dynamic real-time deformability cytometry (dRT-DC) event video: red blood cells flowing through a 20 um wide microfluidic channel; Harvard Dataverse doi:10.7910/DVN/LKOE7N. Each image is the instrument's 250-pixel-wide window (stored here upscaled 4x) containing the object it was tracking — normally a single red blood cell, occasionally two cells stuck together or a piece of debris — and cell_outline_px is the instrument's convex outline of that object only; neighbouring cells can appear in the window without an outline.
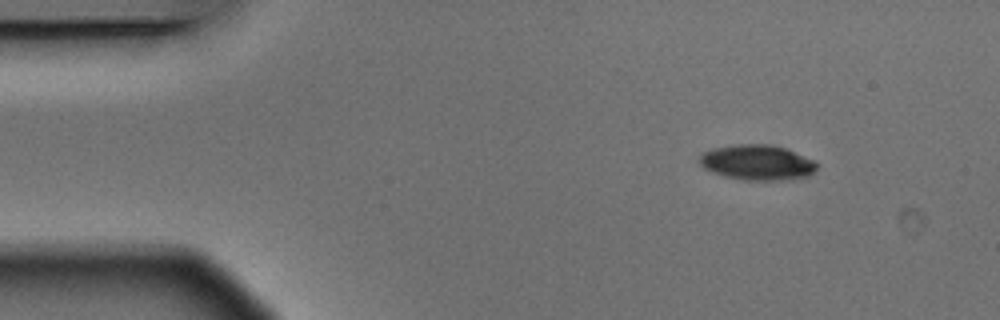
{"species": "Egyptian fruit bat (a non-hibernating species)", "species_latin": "Rousettus aegyptiacus", "temperature_condition": "warm", "stored_images_in_passage": 7, "camera_frame_rate_fps": 3000, "um_per_image_px": 0.085, "animal": {"sex": "male"}, "frame": {"image": 1, "passage_image": 1, "time_ms": 0.0, "image_size_px": [1000, 320], "cell_outline_px": [[820, 164], [816, 172], [808, 176], [780, 180], [744, 180], [724, 176], [712, 172], [704, 168], [696, 160], [704, 152], [712, 148], [732, 144], [772, 144], [788, 148], [816, 160]], "centroid_in_image_um": [64.41, 13.79], "position_along_channel_um": 20.6, "area_um2": 24.74}}
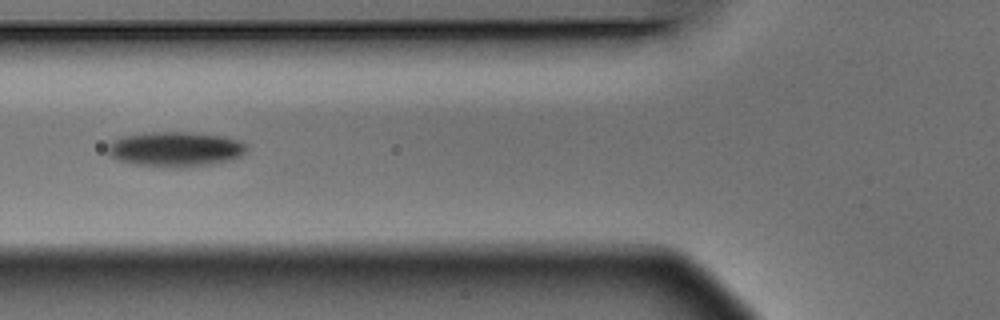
{"frame": {"image": 2, "passage_image": 5, "time_ms": 1.333, "image_size_px": [1000, 320], "cell_outline_px": [[248, 148], [240, 156], [220, 164], [184, 168], [164, 168], [132, 164], [120, 160], [112, 156], [108, 152], [108, 144], [112, 140], [124, 136], [148, 132], [192, 132], [224, 136], [240, 140]], "centroid_in_image_um": [14.94, 12.7], "position_along_channel_um": 110.9, "area_um2": 28.84}}
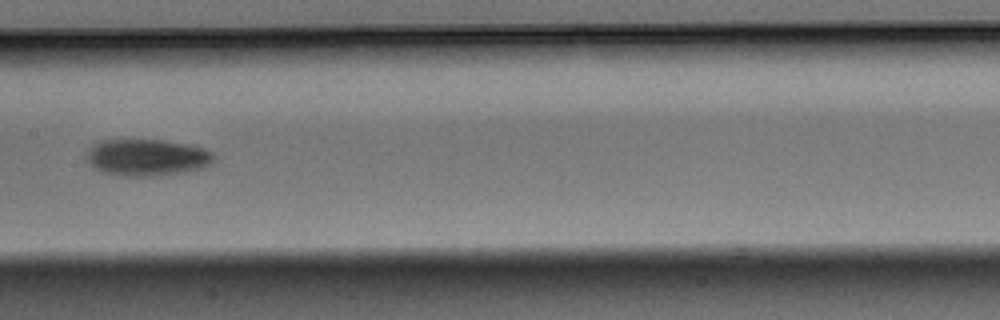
{"frame": {"image": 3, "passage_image": 7, "time_ms": 2.0, "image_size_px": [1000, 320], "cell_outline_px": [[216, 160], [212, 164], [204, 168], [184, 172], [156, 176], [120, 176], [104, 172], [92, 168], [88, 160], [88, 152], [92, 144], [104, 140], [164, 140], [188, 144], [204, 148], [212, 152], [216, 156]], "centroid_in_image_um": [12.55, 13.39], "position_along_channel_um": 194.8, "area_um2": 27.51}}